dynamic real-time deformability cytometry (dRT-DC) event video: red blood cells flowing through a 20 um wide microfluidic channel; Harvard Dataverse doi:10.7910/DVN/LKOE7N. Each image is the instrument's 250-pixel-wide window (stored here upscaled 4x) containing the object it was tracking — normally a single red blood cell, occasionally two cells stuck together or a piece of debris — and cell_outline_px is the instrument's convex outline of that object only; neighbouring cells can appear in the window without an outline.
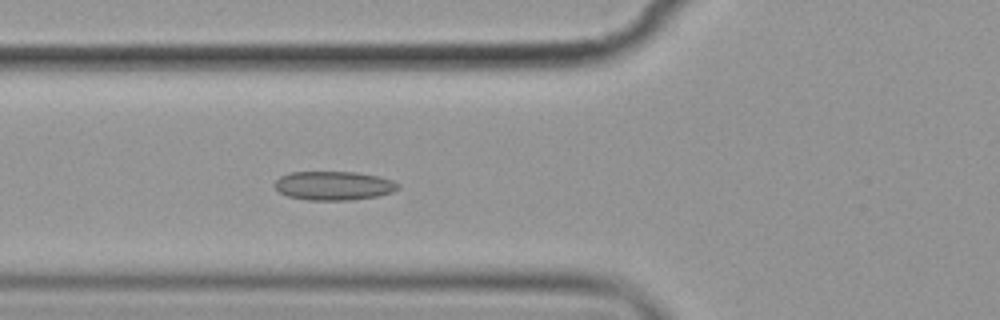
{"species": "common noctule bat (a hibernating species)", "species_latin": "Nyctalus noctula", "temperature_condition": "cold", "stored_images_in_passage": 6, "camera_frame_rate_fps": 3000, "um_per_image_px": 0.085, "animal": {"sex": "female", "body_mass_g": 19.9}, "frame": {"image": 1, "passage_image": 6, "time_ms": 5.667, "image_size_px": [1000, 320], "cell_outline_px": [[400, 188], [392, 192], [376, 196], [348, 200], [304, 200], [288, 196], [280, 192], [272, 184], [280, 176], [288, 172], [356, 172], [380, 176], [392, 180], [400, 184]], "centroid_in_image_um": [28.35, 15.77], "position_along_channel_um": 97.4, "area_um2": 20.92}}